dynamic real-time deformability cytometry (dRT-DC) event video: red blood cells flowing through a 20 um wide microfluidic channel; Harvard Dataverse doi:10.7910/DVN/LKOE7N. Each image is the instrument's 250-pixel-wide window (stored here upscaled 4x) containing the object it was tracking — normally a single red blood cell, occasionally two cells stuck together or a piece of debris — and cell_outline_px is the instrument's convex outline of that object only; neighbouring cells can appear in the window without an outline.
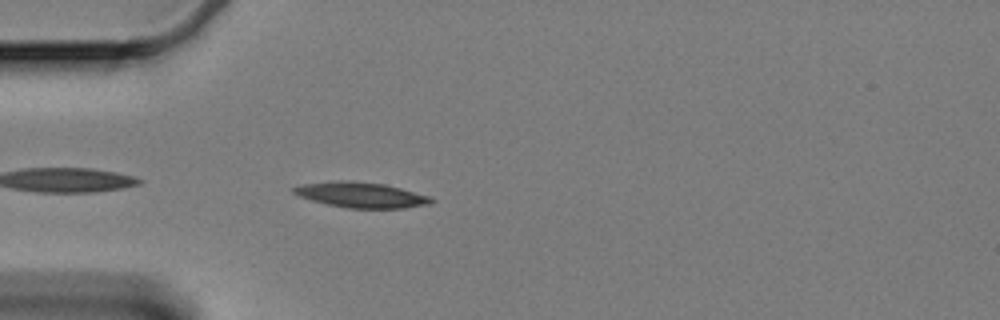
{"species": "Egyptian fruit bat (a non-hibernating species)", "species_latin": "Rousettus aegyptiacus", "temperature_condition": "cold", "stored_images_in_passage": 46, "camera_frame_rate_fps": 3000, "um_per_image_px": 0.085, "animal": {"sex": "female"}, "frame": {"image": 1, "passage_image": 3, "time_ms": 0.667, "image_size_px": [1000, 320], "cell_outline_px": [[436, 200], [432, 204], [404, 208], [348, 208], [328, 204], [312, 200], [300, 196], [292, 192], [292, 188], [304, 184], [336, 180], [352, 180], [384, 184], [432, 196]], "centroid_in_image_um": [30.76, 16.56], "position_along_channel_um": 54.2, "area_um2": 20.46}}
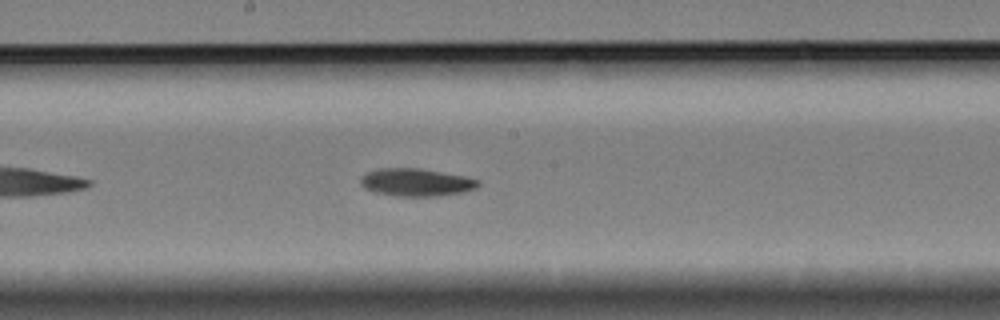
{"frame": {"image": 2, "passage_image": 18, "time_ms": 5.667, "image_size_px": [1000, 320], "cell_outline_px": [[480, 184], [476, 188], [464, 192], [440, 196], [396, 196], [372, 192], [364, 188], [360, 184], [360, 176], [364, 172], [376, 168], [420, 168], [464, 176], [480, 180]], "centroid_in_image_um": [35.32, 15.49], "position_along_channel_um": 212.9, "area_um2": 19.36}}
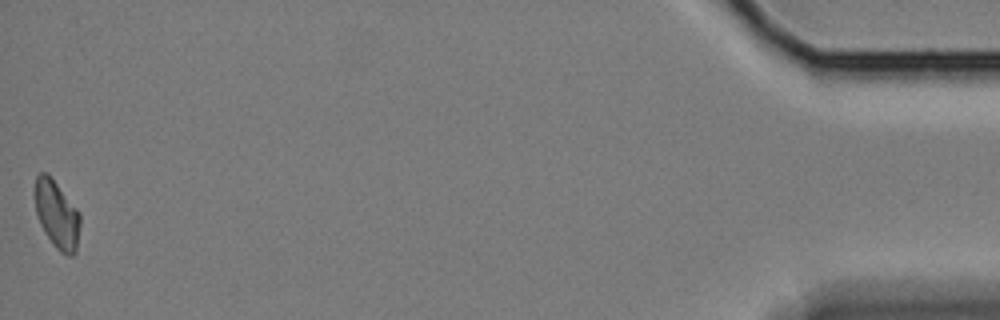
{"frame": {"image": 3, "passage_image": 46, "time_ms": 15.0, "image_size_px": [1000, 320], "cell_outline_px": [[80, 224], [76, 252], [72, 256], [68, 256], [60, 252], [52, 244], [44, 232], [40, 224], [36, 212], [32, 192], [36, 176], [40, 172], [48, 172], [80, 212]], "centroid_in_image_um": [4.8, 18.2], "position_along_channel_um": 430.4, "area_um2": 18.44}, "authors_computed_cell_mechanics": {"area_um2": 18.7272, "velocity_mm_per_s": 3.3119, "shape_relaxation_time_tau1_ms": 7.3913, "shape_relaxation_time_tau2_ms": null, "deformation_change_tau1": 0.1674, "deformation_change_tau2": null}}